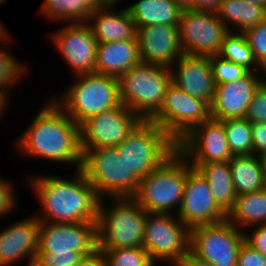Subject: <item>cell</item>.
I'll return each instance as SVG.
<instances>
[{"mask_svg": "<svg viewBox=\"0 0 266 266\" xmlns=\"http://www.w3.org/2000/svg\"><path fill=\"white\" fill-rule=\"evenodd\" d=\"M70 179L52 175L28 177L34 194L39 199L40 223L97 222L100 198L81 169Z\"/></svg>", "mask_w": 266, "mask_h": 266, "instance_id": "obj_1", "label": "cell"}, {"mask_svg": "<svg viewBox=\"0 0 266 266\" xmlns=\"http://www.w3.org/2000/svg\"><path fill=\"white\" fill-rule=\"evenodd\" d=\"M49 101L17 139V151L24 156L74 163L77 170L81 169L80 125L53 100Z\"/></svg>", "mask_w": 266, "mask_h": 266, "instance_id": "obj_2", "label": "cell"}, {"mask_svg": "<svg viewBox=\"0 0 266 266\" xmlns=\"http://www.w3.org/2000/svg\"><path fill=\"white\" fill-rule=\"evenodd\" d=\"M193 167L177 149L161 165L140 180L132 199L148 213H169L180 209L186 178ZM177 207V208H176Z\"/></svg>", "mask_w": 266, "mask_h": 266, "instance_id": "obj_3", "label": "cell"}, {"mask_svg": "<svg viewBox=\"0 0 266 266\" xmlns=\"http://www.w3.org/2000/svg\"><path fill=\"white\" fill-rule=\"evenodd\" d=\"M105 207L99 201L96 222L97 250L143 247L148 212L132 198L112 199Z\"/></svg>", "mask_w": 266, "mask_h": 266, "instance_id": "obj_4", "label": "cell"}, {"mask_svg": "<svg viewBox=\"0 0 266 266\" xmlns=\"http://www.w3.org/2000/svg\"><path fill=\"white\" fill-rule=\"evenodd\" d=\"M81 150V170L100 200L106 196L109 199L133 197L140 179L128 167L117 147Z\"/></svg>", "mask_w": 266, "mask_h": 266, "instance_id": "obj_5", "label": "cell"}, {"mask_svg": "<svg viewBox=\"0 0 266 266\" xmlns=\"http://www.w3.org/2000/svg\"><path fill=\"white\" fill-rule=\"evenodd\" d=\"M120 101L142 120H150L161 108L171 83V70L159 64L131 67L119 78Z\"/></svg>", "mask_w": 266, "mask_h": 266, "instance_id": "obj_6", "label": "cell"}, {"mask_svg": "<svg viewBox=\"0 0 266 266\" xmlns=\"http://www.w3.org/2000/svg\"><path fill=\"white\" fill-rule=\"evenodd\" d=\"M61 99H52L77 124L88 117L120 106L118 78L91 73L78 75Z\"/></svg>", "mask_w": 266, "mask_h": 266, "instance_id": "obj_7", "label": "cell"}, {"mask_svg": "<svg viewBox=\"0 0 266 266\" xmlns=\"http://www.w3.org/2000/svg\"><path fill=\"white\" fill-rule=\"evenodd\" d=\"M117 148L141 180L177 150V143L158 124L142 120Z\"/></svg>", "mask_w": 266, "mask_h": 266, "instance_id": "obj_8", "label": "cell"}, {"mask_svg": "<svg viewBox=\"0 0 266 266\" xmlns=\"http://www.w3.org/2000/svg\"><path fill=\"white\" fill-rule=\"evenodd\" d=\"M143 248L151 260L175 266L190 252V229L169 213H148Z\"/></svg>", "mask_w": 266, "mask_h": 266, "instance_id": "obj_9", "label": "cell"}, {"mask_svg": "<svg viewBox=\"0 0 266 266\" xmlns=\"http://www.w3.org/2000/svg\"><path fill=\"white\" fill-rule=\"evenodd\" d=\"M210 118L211 106L206 101L187 94L171 82L161 108L150 121L178 143L196 125Z\"/></svg>", "mask_w": 266, "mask_h": 266, "instance_id": "obj_10", "label": "cell"}, {"mask_svg": "<svg viewBox=\"0 0 266 266\" xmlns=\"http://www.w3.org/2000/svg\"><path fill=\"white\" fill-rule=\"evenodd\" d=\"M246 231L226 219L190 229V252L215 266H237Z\"/></svg>", "mask_w": 266, "mask_h": 266, "instance_id": "obj_11", "label": "cell"}, {"mask_svg": "<svg viewBox=\"0 0 266 266\" xmlns=\"http://www.w3.org/2000/svg\"><path fill=\"white\" fill-rule=\"evenodd\" d=\"M178 34L184 54L212 57L218 55L225 36V24L213 11L183 8Z\"/></svg>", "mask_w": 266, "mask_h": 266, "instance_id": "obj_12", "label": "cell"}, {"mask_svg": "<svg viewBox=\"0 0 266 266\" xmlns=\"http://www.w3.org/2000/svg\"><path fill=\"white\" fill-rule=\"evenodd\" d=\"M141 121L123 104L90 116L80 124L81 149L117 147Z\"/></svg>", "mask_w": 266, "mask_h": 266, "instance_id": "obj_13", "label": "cell"}, {"mask_svg": "<svg viewBox=\"0 0 266 266\" xmlns=\"http://www.w3.org/2000/svg\"><path fill=\"white\" fill-rule=\"evenodd\" d=\"M80 252L85 258L97 253L96 223H40L37 253Z\"/></svg>", "mask_w": 266, "mask_h": 266, "instance_id": "obj_14", "label": "cell"}, {"mask_svg": "<svg viewBox=\"0 0 266 266\" xmlns=\"http://www.w3.org/2000/svg\"><path fill=\"white\" fill-rule=\"evenodd\" d=\"M49 37L76 76L96 73L98 41L87 22L69 23Z\"/></svg>", "mask_w": 266, "mask_h": 266, "instance_id": "obj_15", "label": "cell"}, {"mask_svg": "<svg viewBox=\"0 0 266 266\" xmlns=\"http://www.w3.org/2000/svg\"><path fill=\"white\" fill-rule=\"evenodd\" d=\"M177 149L189 163L225 162L233 156L223 122L213 118L196 125L177 143Z\"/></svg>", "mask_w": 266, "mask_h": 266, "instance_id": "obj_16", "label": "cell"}, {"mask_svg": "<svg viewBox=\"0 0 266 266\" xmlns=\"http://www.w3.org/2000/svg\"><path fill=\"white\" fill-rule=\"evenodd\" d=\"M178 218L189 228L224 221L226 213L215 202L207 180L192 168L186 178Z\"/></svg>", "mask_w": 266, "mask_h": 266, "instance_id": "obj_17", "label": "cell"}, {"mask_svg": "<svg viewBox=\"0 0 266 266\" xmlns=\"http://www.w3.org/2000/svg\"><path fill=\"white\" fill-rule=\"evenodd\" d=\"M258 73L249 71L236 81L216 85L211 118L216 120L245 118L256 90L266 79V71H260V75Z\"/></svg>", "mask_w": 266, "mask_h": 266, "instance_id": "obj_18", "label": "cell"}, {"mask_svg": "<svg viewBox=\"0 0 266 266\" xmlns=\"http://www.w3.org/2000/svg\"><path fill=\"white\" fill-rule=\"evenodd\" d=\"M138 47L143 63L173 68L183 54L177 26L147 25L137 29Z\"/></svg>", "mask_w": 266, "mask_h": 266, "instance_id": "obj_19", "label": "cell"}, {"mask_svg": "<svg viewBox=\"0 0 266 266\" xmlns=\"http://www.w3.org/2000/svg\"><path fill=\"white\" fill-rule=\"evenodd\" d=\"M40 222L35 215L9 225L0 232V266H12L28 258L34 266L38 250Z\"/></svg>", "mask_w": 266, "mask_h": 266, "instance_id": "obj_20", "label": "cell"}, {"mask_svg": "<svg viewBox=\"0 0 266 266\" xmlns=\"http://www.w3.org/2000/svg\"><path fill=\"white\" fill-rule=\"evenodd\" d=\"M171 70V82L187 94L212 105L215 83L210 57L183 54Z\"/></svg>", "mask_w": 266, "mask_h": 266, "instance_id": "obj_21", "label": "cell"}, {"mask_svg": "<svg viewBox=\"0 0 266 266\" xmlns=\"http://www.w3.org/2000/svg\"><path fill=\"white\" fill-rule=\"evenodd\" d=\"M112 9L98 8L87 20L98 43L135 39L137 28L127 7L119 12Z\"/></svg>", "mask_w": 266, "mask_h": 266, "instance_id": "obj_22", "label": "cell"}, {"mask_svg": "<svg viewBox=\"0 0 266 266\" xmlns=\"http://www.w3.org/2000/svg\"><path fill=\"white\" fill-rule=\"evenodd\" d=\"M138 38L98 43L96 73L119 78L131 67L140 64Z\"/></svg>", "mask_w": 266, "mask_h": 266, "instance_id": "obj_23", "label": "cell"}, {"mask_svg": "<svg viewBox=\"0 0 266 266\" xmlns=\"http://www.w3.org/2000/svg\"><path fill=\"white\" fill-rule=\"evenodd\" d=\"M127 9L138 29L147 25L178 26L183 7L173 0H139Z\"/></svg>", "mask_w": 266, "mask_h": 266, "instance_id": "obj_24", "label": "cell"}, {"mask_svg": "<svg viewBox=\"0 0 266 266\" xmlns=\"http://www.w3.org/2000/svg\"><path fill=\"white\" fill-rule=\"evenodd\" d=\"M190 164L207 180L215 202L227 214L237 197L229 161Z\"/></svg>", "mask_w": 266, "mask_h": 266, "instance_id": "obj_25", "label": "cell"}, {"mask_svg": "<svg viewBox=\"0 0 266 266\" xmlns=\"http://www.w3.org/2000/svg\"><path fill=\"white\" fill-rule=\"evenodd\" d=\"M229 164L237 195L265 189V171L259 156L255 154L232 156Z\"/></svg>", "mask_w": 266, "mask_h": 266, "instance_id": "obj_26", "label": "cell"}, {"mask_svg": "<svg viewBox=\"0 0 266 266\" xmlns=\"http://www.w3.org/2000/svg\"><path fill=\"white\" fill-rule=\"evenodd\" d=\"M215 13L231 32L230 24L235 25L233 32L243 33L266 20V6L243 0H221Z\"/></svg>", "mask_w": 266, "mask_h": 266, "instance_id": "obj_27", "label": "cell"}, {"mask_svg": "<svg viewBox=\"0 0 266 266\" xmlns=\"http://www.w3.org/2000/svg\"><path fill=\"white\" fill-rule=\"evenodd\" d=\"M226 220L242 231L248 227L266 224V189L237 195L232 208L226 214Z\"/></svg>", "mask_w": 266, "mask_h": 266, "instance_id": "obj_28", "label": "cell"}, {"mask_svg": "<svg viewBox=\"0 0 266 266\" xmlns=\"http://www.w3.org/2000/svg\"><path fill=\"white\" fill-rule=\"evenodd\" d=\"M41 13L51 21L66 23L87 22L90 15L98 9L95 0H45Z\"/></svg>", "mask_w": 266, "mask_h": 266, "instance_id": "obj_29", "label": "cell"}, {"mask_svg": "<svg viewBox=\"0 0 266 266\" xmlns=\"http://www.w3.org/2000/svg\"><path fill=\"white\" fill-rule=\"evenodd\" d=\"M218 56L241 65L249 71H265L255 61L252 50L241 32H231L225 36Z\"/></svg>", "mask_w": 266, "mask_h": 266, "instance_id": "obj_30", "label": "cell"}, {"mask_svg": "<svg viewBox=\"0 0 266 266\" xmlns=\"http://www.w3.org/2000/svg\"><path fill=\"white\" fill-rule=\"evenodd\" d=\"M221 121L223 122L227 144L232 155H253L251 123L245 118Z\"/></svg>", "mask_w": 266, "mask_h": 266, "instance_id": "obj_31", "label": "cell"}, {"mask_svg": "<svg viewBox=\"0 0 266 266\" xmlns=\"http://www.w3.org/2000/svg\"><path fill=\"white\" fill-rule=\"evenodd\" d=\"M106 266H157L143 247L97 250Z\"/></svg>", "mask_w": 266, "mask_h": 266, "instance_id": "obj_32", "label": "cell"}, {"mask_svg": "<svg viewBox=\"0 0 266 266\" xmlns=\"http://www.w3.org/2000/svg\"><path fill=\"white\" fill-rule=\"evenodd\" d=\"M6 48L4 46L1 47L2 50L0 49V89L5 91L12 89L11 86L15 85L14 83L17 84L15 81L24 77L26 73H30L26 66L24 64L22 66Z\"/></svg>", "mask_w": 266, "mask_h": 266, "instance_id": "obj_33", "label": "cell"}, {"mask_svg": "<svg viewBox=\"0 0 266 266\" xmlns=\"http://www.w3.org/2000/svg\"><path fill=\"white\" fill-rule=\"evenodd\" d=\"M215 85L236 81L249 70L218 55L210 57Z\"/></svg>", "mask_w": 266, "mask_h": 266, "instance_id": "obj_34", "label": "cell"}, {"mask_svg": "<svg viewBox=\"0 0 266 266\" xmlns=\"http://www.w3.org/2000/svg\"><path fill=\"white\" fill-rule=\"evenodd\" d=\"M243 34L258 65L266 71V20L246 29Z\"/></svg>", "mask_w": 266, "mask_h": 266, "instance_id": "obj_35", "label": "cell"}, {"mask_svg": "<svg viewBox=\"0 0 266 266\" xmlns=\"http://www.w3.org/2000/svg\"><path fill=\"white\" fill-rule=\"evenodd\" d=\"M85 257L70 250L62 253H37L34 266H77Z\"/></svg>", "mask_w": 266, "mask_h": 266, "instance_id": "obj_36", "label": "cell"}, {"mask_svg": "<svg viewBox=\"0 0 266 266\" xmlns=\"http://www.w3.org/2000/svg\"><path fill=\"white\" fill-rule=\"evenodd\" d=\"M245 119L250 123L266 122V79L256 90Z\"/></svg>", "mask_w": 266, "mask_h": 266, "instance_id": "obj_37", "label": "cell"}, {"mask_svg": "<svg viewBox=\"0 0 266 266\" xmlns=\"http://www.w3.org/2000/svg\"><path fill=\"white\" fill-rule=\"evenodd\" d=\"M237 266H266V256L244 242L238 254Z\"/></svg>", "mask_w": 266, "mask_h": 266, "instance_id": "obj_38", "label": "cell"}, {"mask_svg": "<svg viewBox=\"0 0 266 266\" xmlns=\"http://www.w3.org/2000/svg\"><path fill=\"white\" fill-rule=\"evenodd\" d=\"M4 178H0V216H6L7 214H10L14 208L16 207V199L14 198L15 195V189L14 186L9 183V181L5 182Z\"/></svg>", "mask_w": 266, "mask_h": 266, "instance_id": "obj_39", "label": "cell"}, {"mask_svg": "<svg viewBox=\"0 0 266 266\" xmlns=\"http://www.w3.org/2000/svg\"><path fill=\"white\" fill-rule=\"evenodd\" d=\"M252 227H250L251 229H253L251 231L252 234H248V232L244 234L245 242L249 244L253 249L266 256V224L255 225ZM254 227L256 229H254Z\"/></svg>", "mask_w": 266, "mask_h": 266, "instance_id": "obj_40", "label": "cell"}, {"mask_svg": "<svg viewBox=\"0 0 266 266\" xmlns=\"http://www.w3.org/2000/svg\"><path fill=\"white\" fill-rule=\"evenodd\" d=\"M253 154L259 156L266 151V122L251 123Z\"/></svg>", "mask_w": 266, "mask_h": 266, "instance_id": "obj_41", "label": "cell"}, {"mask_svg": "<svg viewBox=\"0 0 266 266\" xmlns=\"http://www.w3.org/2000/svg\"><path fill=\"white\" fill-rule=\"evenodd\" d=\"M220 2L221 0H189V8L215 12Z\"/></svg>", "mask_w": 266, "mask_h": 266, "instance_id": "obj_42", "label": "cell"}, {"mask_svg": "<svg viewBox=\"0 0 266 266\" xmlns=\"http://www.w3.org/2000/svg\"><path fill=\"white\" fill-rule=\"evenodd\" d=\"M175 266H215L207 261H204L191 252H189L181 261H179Z\"/></svg>", "mask_w": 266, "mask_h": 266, "instance_id": "obj_43", "label": "cell"}, {"mask_svg": "<svg viewBox=\"0 0 266 266\" xmlns=\"http://www.w3.org/2000/svg\"><path fill=\"white\" fill-rule=\"evenodd\" d=\"M77 266H106L105 261L99 252L95 253L93 256L85 258Z\"/></svg>", "mask_w": 266, "mask_h": 266, "instance_id": "obj_44", "label": "cell"}, {"mask_svg": "<svg viewBox=\"0 0 266 266\" xmlns=\"http://www.w3.org/2000/svg\"><path fill=\"white\" fill-rule=\"evenodd\" d=\"M8 91H5V90H2L0 89V118H1V115L3 116L4 115V111L5 109H7L6 105H8V103L10 102V96H8ZM1 120V119H0Z\"/></svg>", "mask_w": 266, "mask_h": 266, "instance_id": "obj_45", "label": "cell"}, {"mask_svg": "<svg viewBox=\"0 0 266 266\" xmlns=\"http://www.w3.org/2000/svg\"><path fill=\"white\" fill-rule=\"evenodd\" d=\"M0 21V44L3 46L7 44V42L10 40L11 35L8 33L7 29L5 26L2 25ZM7 40V41H6Z\"/></svg>", "mask_w": 266, "mask_h": 266, "instance_id": "obj_46", "label": "cell"}, {"mask_svg": "<svg viewBox=\"0 0 266 266\" xmlns=\"http://www.w3.org/2000/svg\"><path fill=\"white\" fill-rule=\"evenodd\" d=\"M120 0H95L99 8H113Z\"/></svg>", "mask_w": 266, "mask_h": 266, "instance_id": "obj_47", "label": "cell"}, {"mask_svg": "<svg viewBox=\"0 0 266 266\" xmlns=\"http://www.w3.org/2000/svg\"><path fill=\"white\" fill-rule=\"evenodd\" d=\"M243 1L252 3V4H258L261 6H266V0H243Z\"/></svg>", "mask_w": 266, "mask_h": 266, "instance_id": "obj_48", "label": "cell"}, {"mask_svg": "<svg viewBox=\"0 0 266 266\" xmlns=\"http://www.w3.org/2000/svg\"><path fill=\"white\" fill-rule=\"evenodd\" d=\"M260 160L262 162V166L264 168V171L266 173V151H264L262 154L259 155Z\"/></svg>", "mask_w": 266, "mask_h": 266, "instance_id": "obj_49", "label": "cell"}, {"mask_svg": "<svg viewBox=\"0 0 266 266\" xmlns=\"http://www.w3.org/2000/svg\"><path fill=\"white\" fill-rule=\"evenodd\" d=\"M174 2H177L180 6L183 8H189V0H173Z\"/></svg>", "mask_w": 266, "mask_h": 266, "instance_id": "obj_50", "label": "cell"}, {"mask_svg": "<svg viewBox=\"0 0 266 266\" xmlns=\"http://www.w3.org/2000/svg\"><path fill=\"white\" fill-rule=\"evenodd\" d=\"M7 2V0H0V5L2 4H4V3H6Z\"/></svg>", "mask_w": 266, "mask_h": 266, "instance_id": "obj_51", "label": "cell"}, {"mask_svg": "<svg viewBox=\"0 0 266 266\" xmlns=\"http://www.w3.org/2000/svg\"><path fill=\"white\" fill-rule=\"evenodd\" d=\"M265 189H266V173H265Z\"/></svg>", "mask_w": 266, "mask_h": 266, "instance_id": "obj_52", "label": "cell"}]
</instances>
